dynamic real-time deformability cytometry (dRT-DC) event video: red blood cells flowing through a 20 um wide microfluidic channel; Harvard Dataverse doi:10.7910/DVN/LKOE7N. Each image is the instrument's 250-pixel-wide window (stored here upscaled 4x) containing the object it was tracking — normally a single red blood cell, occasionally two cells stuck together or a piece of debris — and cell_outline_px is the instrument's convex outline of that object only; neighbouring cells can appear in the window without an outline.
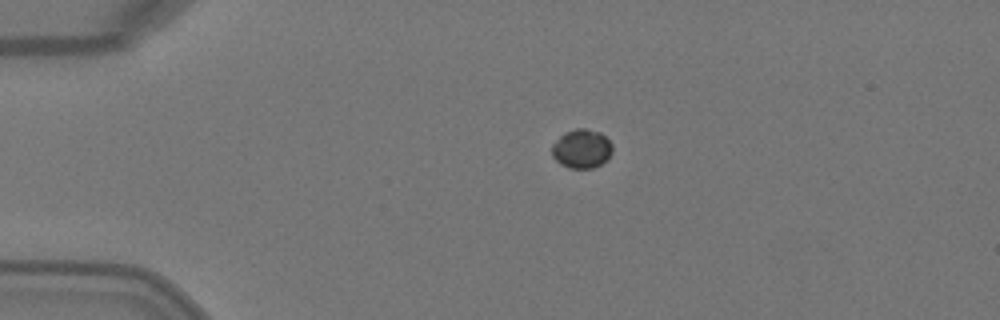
{"species": "Egyptian fruit bat (a non-hibernating species)", "species_latin": "Rousettus aegyptiacus", "temperature_condition": "warm", "stored_images_in_passage": 2, "camera_frame_rate_fps": 3000, "um_per_image_px": 0.085, "animal": {"sex": "female"}, "frame": {"image": 1, "passage_image": 1, "time_ms": 0.0, "image_size_px": [1000, 320], "cell_outline_px": [[612, 152], [608, 160], [592, 168], [568, 168], [560, 164], [552, 156], [552, 144], [564, 132], [576, 128], [584, 128], [600, 132], [612, 144]], "centroid_in_image_um": [49.44, 12.64], "position_along_channel_um": 35.6, "area_um2": 13.81}}